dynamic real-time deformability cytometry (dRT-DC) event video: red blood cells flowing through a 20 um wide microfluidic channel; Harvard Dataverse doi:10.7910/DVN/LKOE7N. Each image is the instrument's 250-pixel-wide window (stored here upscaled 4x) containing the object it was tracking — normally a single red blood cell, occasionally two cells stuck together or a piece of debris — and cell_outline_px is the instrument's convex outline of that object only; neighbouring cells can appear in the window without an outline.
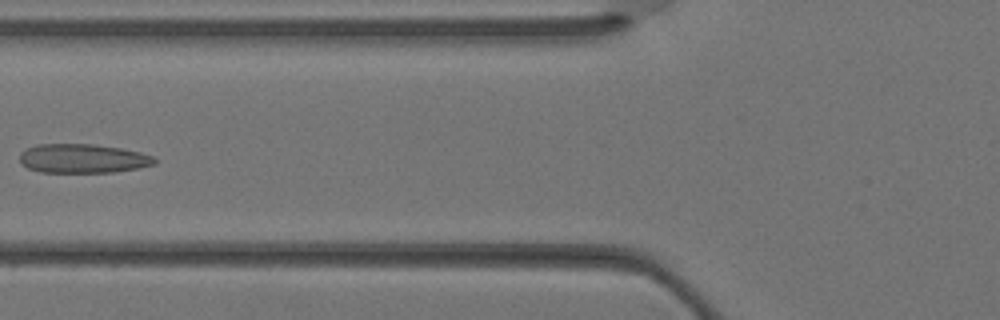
{"species": "Egyptian fruit bat (a non-hibernating species)", "species_latin": "Rousettus aegyptiacus", "temperature_condition": "warm", "stored_images_in_passage": 3, "camera_frame_rate_fps": 3000, "um_per_image_px": 0.085, "animal": {"sex": "female"}, "frame": {"image": 1, "passage_image": 3, "time_ms": 0.667, "image_size_px": [1000, 320], "cell_outline_px": [[156, 164], [140, 168], [112, 172], [40, 172], [28, 168], [20, 164], [20, 152], [36, 144], [92, 144], [120, 148], [140, 152], [152, 156], [156, 160]], "centroid_in_image_um": [7.03, 13.47], "position_along_channel_um": 118.8, "area_um2": 22.89}}